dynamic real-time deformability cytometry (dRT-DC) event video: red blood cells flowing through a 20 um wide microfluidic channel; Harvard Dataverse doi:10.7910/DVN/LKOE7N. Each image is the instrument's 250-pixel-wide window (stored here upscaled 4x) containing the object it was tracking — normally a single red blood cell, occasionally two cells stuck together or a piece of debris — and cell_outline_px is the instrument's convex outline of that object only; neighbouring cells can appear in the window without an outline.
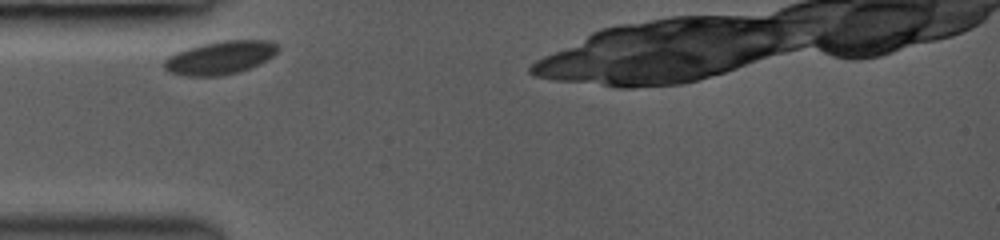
{"species": "common noctule bat (a hibernating species)", "species_latin": "Nyctalus noctula", "temperature_condition": "room temperature", "stored_images_in_passage": 26, "camera_frame_rate_fps": 3000, "um_per_image_px": 0.085, "animal": {"sex": "female", "body_mass_g": 19.0, "forearm_length_mm": 53.3}, "frame": {"image": 1, "passage_image": 1, "time_ms": 0.0, "image_size_px": [1000, 240], "cell_outline_px": [[280, 48], [268, 60], [240, 72], [220, 76], [184, 76], [168, 72], [164, 68], [164, 60], [168, 56], [176, 52], [200, 44], [224, 40], [268, 40], [280, 44]], "centroid_in_image_um": [18.73, 4.9], "position_along_channel_um": 66.3, "area_um2": 22.31}}